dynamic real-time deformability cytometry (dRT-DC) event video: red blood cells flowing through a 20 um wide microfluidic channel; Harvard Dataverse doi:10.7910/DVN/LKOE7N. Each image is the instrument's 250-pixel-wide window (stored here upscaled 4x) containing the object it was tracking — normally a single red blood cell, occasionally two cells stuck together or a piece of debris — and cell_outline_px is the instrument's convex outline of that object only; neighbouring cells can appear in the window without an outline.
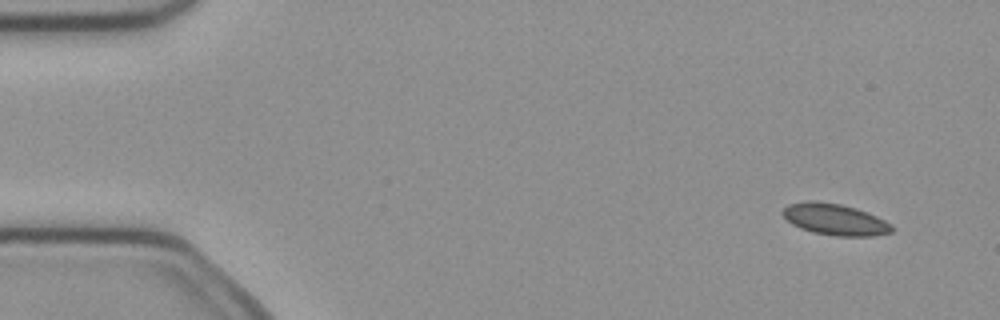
{"species": "common noctule bat (a hibernating species)", "species_latin": "Nyctalus noctula", "temperature_condition": "cold", "stored_images_in_passage": 4, "segment_of_instrument_passage": [2, 2], "camera_frame_rate_fps": 3000, "um_per_image_px": 0.085, "animal": {"sex": "female", "body_mass_g": 21.9}, "frame": {"image": 1, "passage_image": 4, "time_ms": 1.0, "image_size_px": [1000, 320], "cell_outline_px": [[892, 232], [872, 236], [836, 236], [812, 232], [800, 228], [792, 224], [780, 212], [788, 204], [812, 200], [840, 204], [856, 208], [876, 216], [892, 224]], "centroid_in_image_um": [70.95, 18.65], "position_along_channel_um": 14.0, "area_um2": 19.88}}